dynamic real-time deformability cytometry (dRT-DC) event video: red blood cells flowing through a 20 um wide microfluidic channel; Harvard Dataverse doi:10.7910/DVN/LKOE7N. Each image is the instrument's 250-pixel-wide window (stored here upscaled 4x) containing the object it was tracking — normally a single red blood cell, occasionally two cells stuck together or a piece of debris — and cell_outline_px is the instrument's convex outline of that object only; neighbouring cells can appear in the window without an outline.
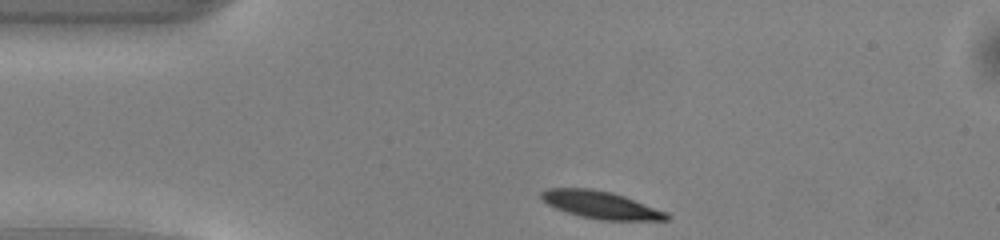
{"species": "common noctule bat (a hibernating species)", "species_latin": "Nyctalus noctula", "temperature_condition": "warm", "stored_images_in_passage": 41, "camera_frame_rate_fps": 3000, "um_per_image_px": 0.085, "animal": {"sex": "male", "body_mass_g": 13.0, "forearm_length_mm": 53.1}, "frame": {"image": 1, "passage_image": 1, "time_ms": 0.0, "image_size_px": [1000, 240], "cell_outline_px": [[672, 216], [668, 220], [600, 220], [580, 216], [556, 208], [548, 204], [540, 196], [540, 192], [548, 188], [592, 188], [612, 192], [624, 196], [668, 212]], "centroid_in_image_um": [51.1, 17.41], "position_along_channel_um": 33.9, "area_um2": 20.06}}
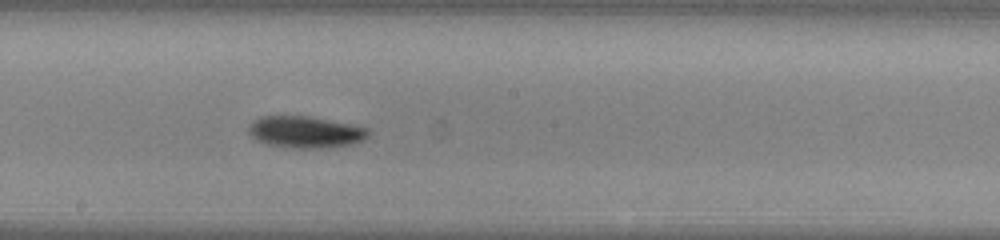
{"frame": {"image": 2, "passage_image": 18, "time_ms": 5.667, "image_size_px": [1000, 240], "cell_outline_px": [[368, 136], [364, 140], [352, 144], [328, 148], [292, 148], [268, 144], [256, 140], [248, 132], [248, 124], [252, 120], [260, 116], [312, 116], [352, 124], [368, 128]], "centroid_in_image_um": [25.95, 11.21], "position_along_channel_um": 222.3, "area_um2": 22.43}}
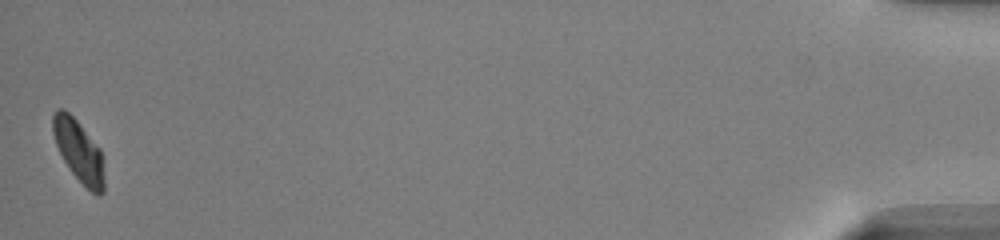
{"frame": {"image": 3, "passage_image": 41, "time_ms": 13.333, "image_size_px": [1000, 240], "cell_outline_px": [[104, 192], [100, 196], [96, 196], [72, 172], [64, 160], [56, 144], [52, 132], [52, 116], [56, 108], [64, 108], [76, 120], [100, 148], [104, 156]], "centroid_in_image_um": [6.72, 12.83], "position_along_channel_um": 428.5, "area_um2": 18.55}, "authors_computed_cell_mechanics": {"area_um2": 20.5768, "velocity_mm_per_s": 4.0254, "shape_relaxation_time_tau1_ms": 2.2162, "shape_relaxation_time_tau2_ms": null, "deformation_change_tau1": 0.1144, "deformation_change_tau2": null}}